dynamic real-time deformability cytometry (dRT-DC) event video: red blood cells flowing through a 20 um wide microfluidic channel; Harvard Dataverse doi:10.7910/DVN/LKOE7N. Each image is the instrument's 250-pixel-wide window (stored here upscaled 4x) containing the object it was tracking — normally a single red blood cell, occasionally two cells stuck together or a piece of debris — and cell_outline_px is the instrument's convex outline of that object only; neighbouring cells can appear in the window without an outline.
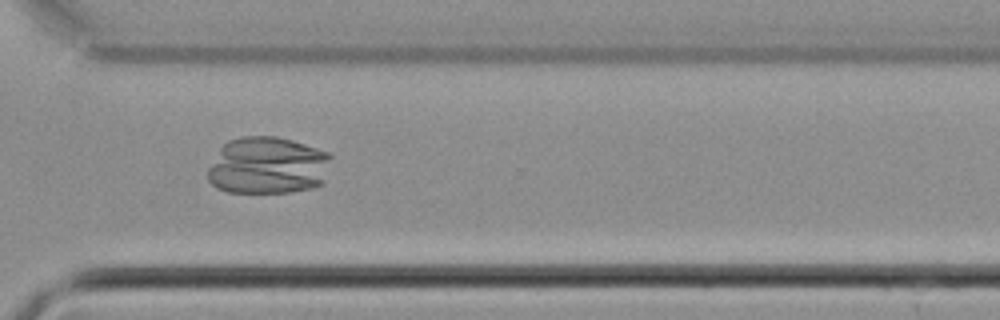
{"species": "common noctule bat (a hibernating species)", "species_latin": "Nyctalus noctula", "temperature_condition": "cold", "stored_images_in_passage": 35, "camera_frame_rate_fps": 3000, "um_per_image_px": 0.085, "animal": {"sex": "male", "body_mass_g": 21.5, "forearm_length_mm": 52.0}, "frame": {"image": 1, "passage_image": 25, "time_ms": 8.0, "image_size_px": [1000, 320], "cell_outline_px": [[332, 156], [324, 184], [312, 188], [288, 192], [228, 192], [216, 188], [208, 180], [208, 168], [220, 148], [228, 140], [244, 136], [276, 136], [292, 140], [328, 152]], "centroid_in_image_um": [22.77, 14.07], "position_along_channel_um": 347.8, "area_um2": 41.44}}